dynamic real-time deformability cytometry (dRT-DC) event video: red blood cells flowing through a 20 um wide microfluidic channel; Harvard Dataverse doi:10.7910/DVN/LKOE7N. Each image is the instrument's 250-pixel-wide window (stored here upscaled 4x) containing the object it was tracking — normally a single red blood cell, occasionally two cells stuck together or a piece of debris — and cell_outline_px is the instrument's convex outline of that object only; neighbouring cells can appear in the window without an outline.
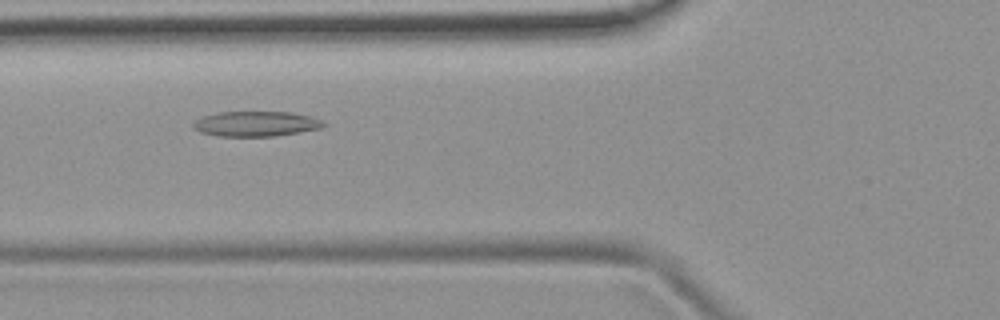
{"species": "common noctule bat (a hibernating species)", "species_latin": "Nyctalus noctula", "temperature_condition": "room temperature", "stored_images_in_passage": 47, "camera_frame_rate_fps": 3000, "um_per_image_px": 0.085, "animal": {"sex": "female", "body_mass_g": 19.9}, "frame": {"image": 1, "passage_image": 15, "time_ms": 4.667, "image_size_px": [1000, 320], "cell_outline_px": [[328, 124], [324, 128], [276, 136], [220, 136], [200, 132], [192, 128], [192, 124], [196, 120], [204, 116], [216, 112], [288, 112], [308, 116], [320, 120]], "centroid_in_image_um": [21.76, 10.53], "position_along_channel_um": 104.0, "area_um2": 19.07}}
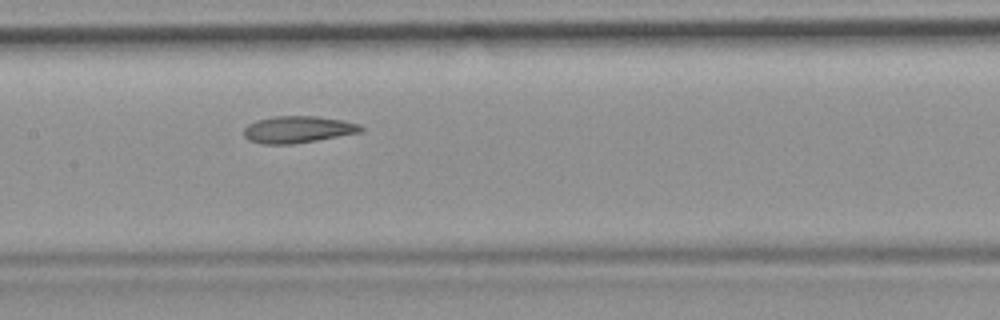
{"frame": {"image": 2, "passage_image": 21, "time_ms": 6.667, "image_size_px": [1000, 320], "cell_outline_px": [[364, 132], [292, 144], [260, 144], [248, 140], [244, 136], [244, 128], [248, 124], [256, 120], [272, 116], [316, 116], [344, 120], [360, 124], [364, 128]], "centroid_in_image_um": [25.33, 11.0], "position_along_channel_um": 182.1, "area_um2": 18.55}}
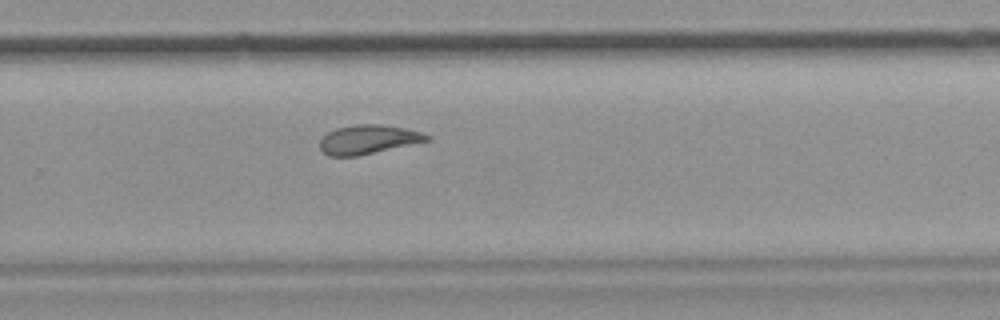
{"frame": {"image": 3, "passage_image": 30, "time_ms": 9.667, "image_size_px": [1000, 320], "cell_outline_px": [[432, 140], [356, 156], [328, 156], [320, 148], [320, 140], [328, 132], [336, 128], [356, 124], [380, 124], [404, 128], [424, 132], [432, 136]], "centroid_in_image_um": [31.34, 11.84], "position_along_channel_um": 298.5, "area_um2": 18.15}, "authors_computed_cell_mechanics": {"area_um2": 19.7676, "velocity_mm_per_s": 3.8998, "shape_relaxation_time_tau1_ms": null, "shape_relaxation_time_tau2_ms": 2.0568, "deformation_change_tau1": null, "deformation_change_tau2": 0.0918}}